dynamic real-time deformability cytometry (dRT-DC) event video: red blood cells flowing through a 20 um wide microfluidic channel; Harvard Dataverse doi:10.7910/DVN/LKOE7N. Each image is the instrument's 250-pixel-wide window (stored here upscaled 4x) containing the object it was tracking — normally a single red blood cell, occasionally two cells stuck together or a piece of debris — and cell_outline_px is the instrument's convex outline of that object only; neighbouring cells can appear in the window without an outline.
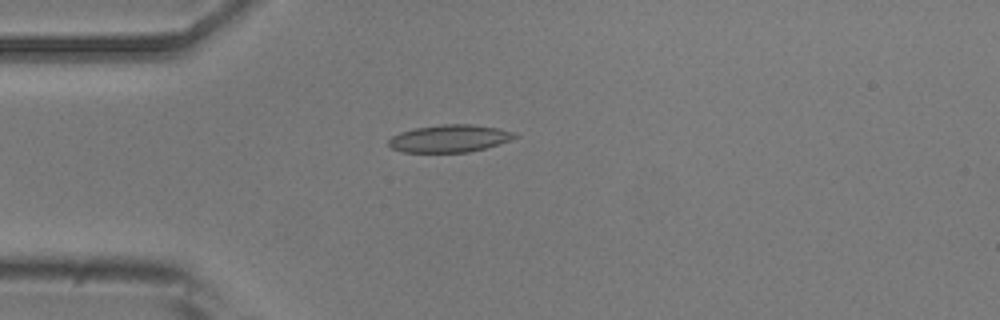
{"species": "common noctule bat (a hibernating species)", "species_latin": "Nyctalus noctula", "temperature_condition": "room temperature", "stored_images_in_passage": 3, "camera_frame_rate_fps": 3000, "um_per_image_px": 0.085, "animal": {"sex": "male", "body_mass_g": 20.5, "forearm_length_mm": 52.5}, "frame": {"image": 1, "passage_image": 2, "time_ms": 1.0, "image_size_px": [1000, 320], "cell_outline_px": [[520, 136], [500, 144], [468, 152], [404, 152], [392, 148], [388, 144], [388, 140], [392, 136], [400, 132], [416, 128], [440, 124], [472, 124], [496, 128], [516, 132]], "centroid_in_image_um": [38.23, 11.76], "position_along_channel_um": 46.8, "area_um2": 20.17}}